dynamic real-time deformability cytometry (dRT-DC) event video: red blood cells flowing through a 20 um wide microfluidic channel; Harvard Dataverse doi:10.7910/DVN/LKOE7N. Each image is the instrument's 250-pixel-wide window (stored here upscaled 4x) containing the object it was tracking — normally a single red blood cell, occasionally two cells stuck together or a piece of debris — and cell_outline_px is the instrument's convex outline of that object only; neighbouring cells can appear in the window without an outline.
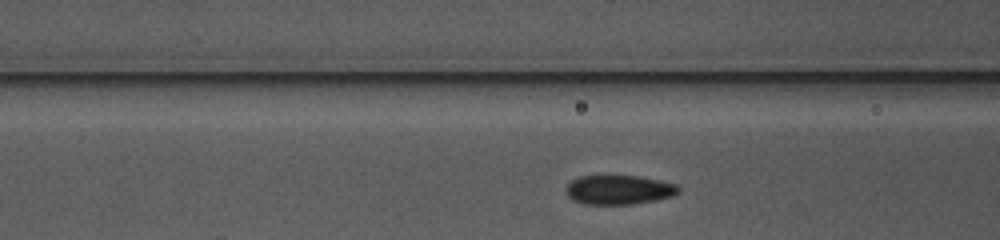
{"species": "common noctule bat (a hibernating species)", "species_latin": "Nyctalus noctula", "temperature_condition": "warm", "stored_images_in_passage": 25, "camera_frame_rate_fps": 3000, "um_per_image_px": 0.085, "animal": {"sex": "female", "body_mass_g": 10.0, "forearm_length_mm": 53.1}, "frame": {"image": 1, "passage_image": 5, "time_ms": 1.333, "image_size_px": [1000, 240], "cell_outline_px": [[680, 192], [672, 196], [656, 200], [632, 204], [584, 204], [572, 200], [568, 196], [568, 184], [572, 180], [580, 176], [636, 176], [676, 184], [680, 188]], "centroid_in_image_um": [52.62, 16.14], "position_along_channel_um": 114.0, "area_um2": 18.96}}
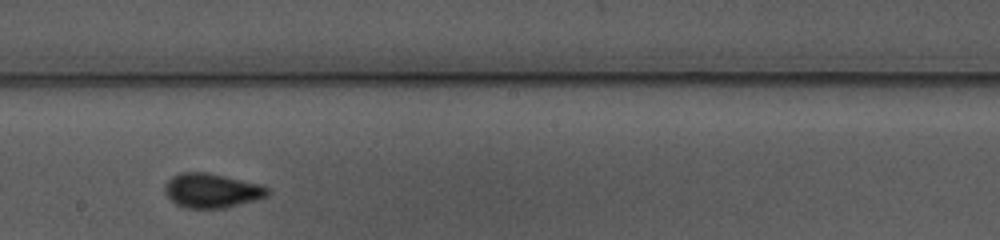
{"frame": {"image": 2, "passage_image": 14, "time_ms": 4.333, "image_size_px": [1000, 240], "cell_outline_px": [[268, 196], [256, 200], [224, 208], [184, 208], [176, 204], [164, 192], [164, 184], [172, 176], [180, 172], [204, 172], [224, 176], [260, 184], [268, 188]], "centroid_in_image_um": [17.97, 16.2], "position_along_channel_um": 230.2, "area_um2": 20.52}}
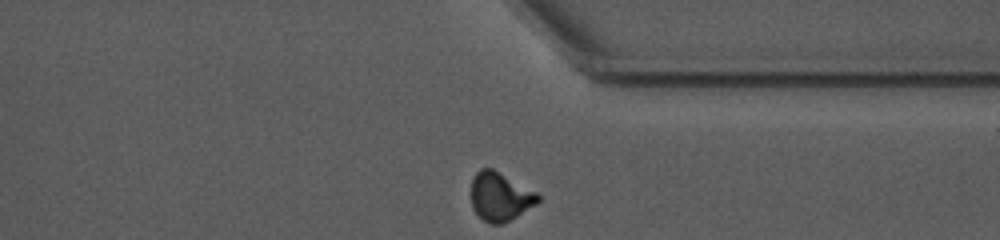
{"frame": {"image": 3, "passage_image": 25, "time_ms": 8.0, "image_size_px": [1000, 240], "cell_outline_px": [[540, 200], [536, 204], [516, 216], [500, 224], [488, 224], [472, 208], [472, 180], [476, 172], [480, 168], [492, 168], [536, 192], [540, 196]], "centroid_in_image_um": [42.49, 16.7], "position_along_channel_um": 368.9, "area_um2": 18.61}, "authors_computed_cell_mechanics": {"area_um2": 19.363, "velocity_mm_per_s": 3.8607, "shape_relaxation_time_tau1_ms": 4.7318, "shape_relaxation_time_tau2_ms": 1.0642, "deformation_change_tau1": 0.1353, "deformation_change_tau2": 0.0472}}